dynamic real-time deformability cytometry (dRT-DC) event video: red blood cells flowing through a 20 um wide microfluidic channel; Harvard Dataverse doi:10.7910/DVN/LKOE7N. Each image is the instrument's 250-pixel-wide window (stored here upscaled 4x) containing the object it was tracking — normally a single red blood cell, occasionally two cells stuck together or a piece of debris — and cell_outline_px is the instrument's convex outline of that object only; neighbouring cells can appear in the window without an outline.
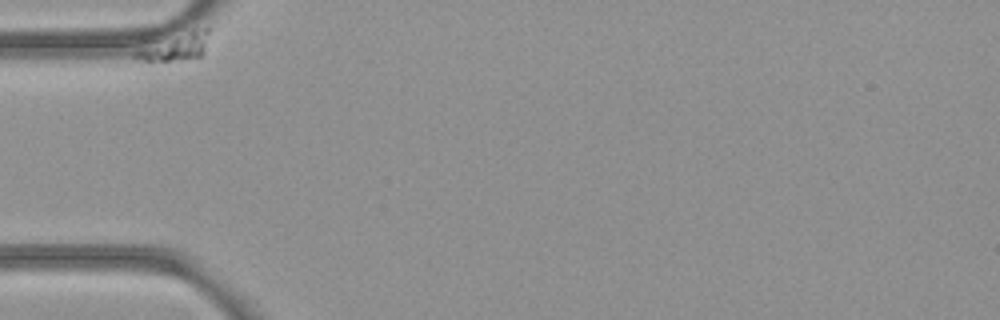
{"species": "common noctule bat (a hibernating species)", "species_latin": "Nyctalus noctula", "temperature_condition": "room temperature", "stored_images_in_passage": 56, "camera_frame_rate_fps": 3000, "um_per_image_px": 0.085, "animal": {"sex": "female", "body_mass_g": 21.9}, "frame": {"image": 1, "passage_image": 1, "time_ms": 0.0, "image_size_px": [1000, 320], "cell_outline_px": [[208, 32], [204, 56], [196, 60], [144, 60], [132, 56], [140, 40], [204, 28], [208, 28]], "centroid_in_image_um": [14.78, 3.95], "position_along_channel_um": 70.2, "area_um2": 12.89}}
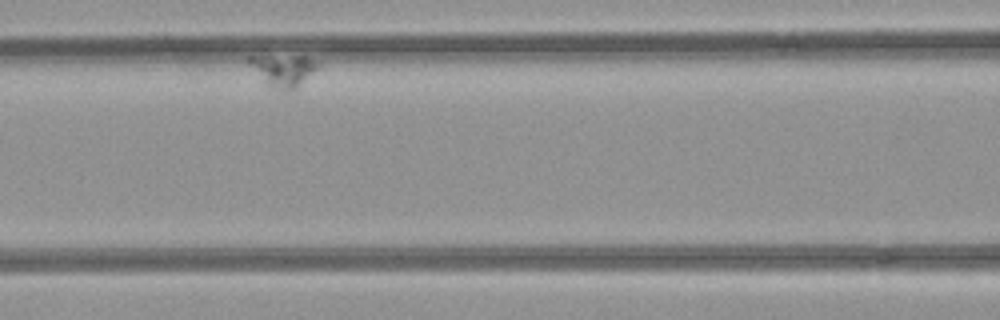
{"frame": {"image": 2, "passage_image": 17, "time_ms": 5.333, "image_size_px": [1000, 320], "cell_outline_px": [[316, 68], [296, 88], [288, 92], [264, 84], [248, 60], [248, 56], [304, 56], [312, 60], [316, 64]], "centroid_in_image_um": [24.02, 5.99], "position_along_channel_um": 142.6, "area_um2": 12.25}}
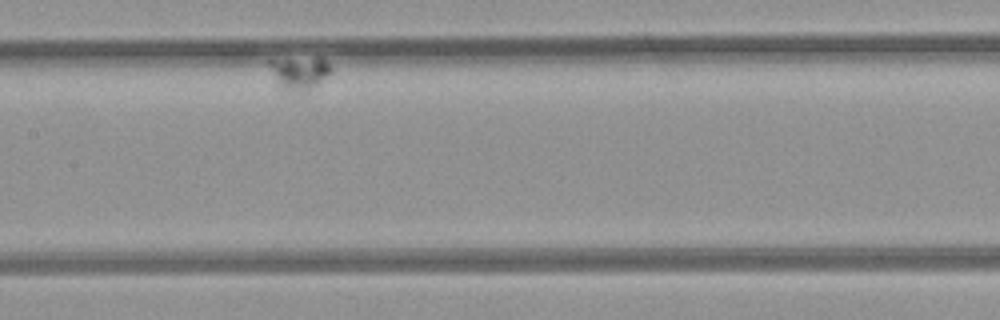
{"frame": {"image": 3, "passage_image": 25, "time_ms": 8.0, "image_size_px": [1000, 320], "cell_outline_px": [[332, 72], [312, 88], [300, 92], [276, 88], [268, 64], [268, 60], [316, 56], [320, 56], [332, 68]], "centroid_in_image_um": [25.4, 6.17], "position_along_channel_um": 182.0, "area_um2": 12.25}}